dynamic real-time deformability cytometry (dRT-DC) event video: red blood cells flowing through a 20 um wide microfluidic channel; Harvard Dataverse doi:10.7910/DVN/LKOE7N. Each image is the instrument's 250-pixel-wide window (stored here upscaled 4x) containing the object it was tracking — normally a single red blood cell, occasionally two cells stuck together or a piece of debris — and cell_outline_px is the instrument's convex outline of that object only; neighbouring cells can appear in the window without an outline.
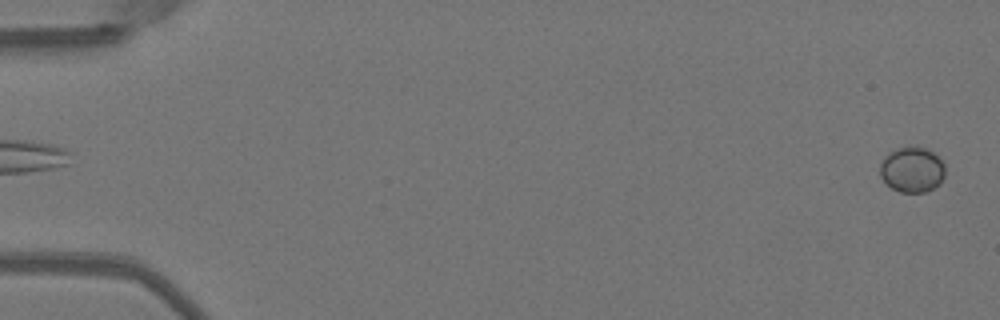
{"species": "Egyptian fruit bat (a non-hibernating species)", "species_latin": "Rousettus aegyptiacus", "temperature_condition": "warm", "stored_images_in_passage": 13, "camera_frame_rate_fps": 3000, "um_per_image_px": 0.085, "animal": {"sex": "female"}, "frame": {"image": 1, "passage_image": 1, "time_ms": 0.0, "image_size_px": [1000, 320], "cell_outline_px": [[944, 176], [940, 184], [924, 192], [900, 192], [892, 188], [880, 176], [880, 164], [884, 156], [888, 152], [896, 148], [912, 144], [916, 144], [932, 152], [944, 164]], "centroid_in_image_um": [77.5, 14.38], "position_along_channel_um": 7.5, "area_um2": 17.4}}
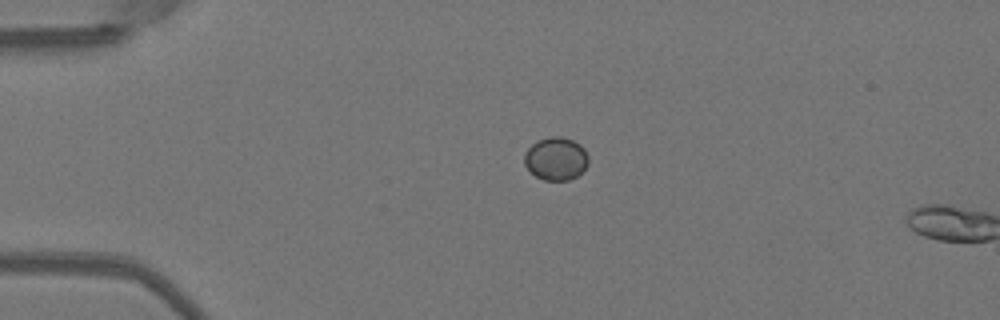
{"frame": {"image": 2, "passage_image": 12, "time_ms": 3.667, "image_size_px": [1000, 320], "cell_outline_px": [[588, 164], [576, 176], [568, 180], [544, 180], [536, 176], [524, 164], [524, 152], [532, 144], [540, 140], [552, 136], [560, 136], [572, 140], [580, 144], [584, 148], [588, 156]], "centroid_in_image_um": [47.25, 13.48], "position_along_channel_um": 37.7, "area_um2": 15.9}}